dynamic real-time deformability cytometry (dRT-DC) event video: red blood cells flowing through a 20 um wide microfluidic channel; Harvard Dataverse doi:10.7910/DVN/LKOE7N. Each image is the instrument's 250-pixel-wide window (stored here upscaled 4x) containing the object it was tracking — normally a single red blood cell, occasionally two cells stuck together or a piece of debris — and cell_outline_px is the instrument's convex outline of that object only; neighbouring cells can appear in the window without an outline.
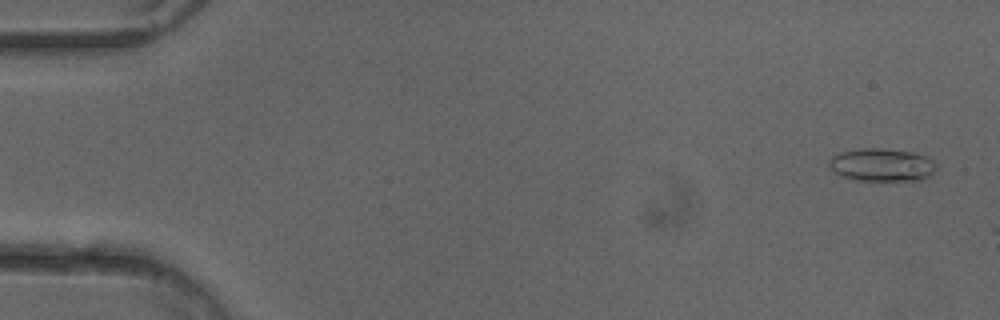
{"species": "common noctule bat (a hibernating species)", "species_latin": "Nyctalus noctula", "temperature_condition": "cold", "stored_images_in_passage": 7, "camera_frame_rate_fps": 3000, "um_per_image_px": 0.085, "animal": {"sex": "female"}, "frame": {"image": 1, "passage_image": 3, "time_ms": 0.667, "image_size_px": [1000, 320], "cell_outline_px": [[936, 172], [924, 180], [856, 180], [840, 176], [828, 164], [828, 160], [832, 156], [840, 152], [860, 148], [880, 148], [912, 152], [928, 156], [936, 164]], "centroid_in_image_um": [74.99, 14.01], "position_along_channel_um": 10.0, "area_um2": 20.75}}